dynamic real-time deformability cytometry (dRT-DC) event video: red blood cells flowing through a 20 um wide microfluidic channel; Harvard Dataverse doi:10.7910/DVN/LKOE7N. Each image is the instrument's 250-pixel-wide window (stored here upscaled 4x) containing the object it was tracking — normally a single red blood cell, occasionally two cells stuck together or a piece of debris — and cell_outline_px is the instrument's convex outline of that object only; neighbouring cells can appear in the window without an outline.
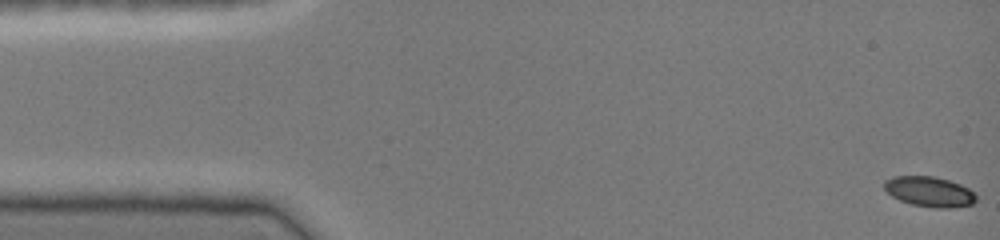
{"species": "common noctule bat (a hibernating species)", "species_latin": "Nyctalus noctula", "temperature_condition": "cold", "stored_images_in_passage": 47, "camera_frame_rate_fps": 3000, "um_per_image_px": 0.085, "animal": {"sex": "female", "body_mass_g": 19.0, "forearm_length_mm": 51.5}, "frame": {"image": 1, "passage_image": 1, "time_ms": 0.0, "image_size_px": [1000, 240], "cell_outline_px": [[976, 200], [972, 204], [952, 208], [936, 208], [912, 204], [900, 200], [892, 196], [884, 188], [884, 180], [892, 176], [936, 176], [960, 184], [968, 188], [976, 196]], "centroid_in_image_um": [78.99, 16.28], "position_along_channel_um": 6.0, "area_um2": 16.13}}
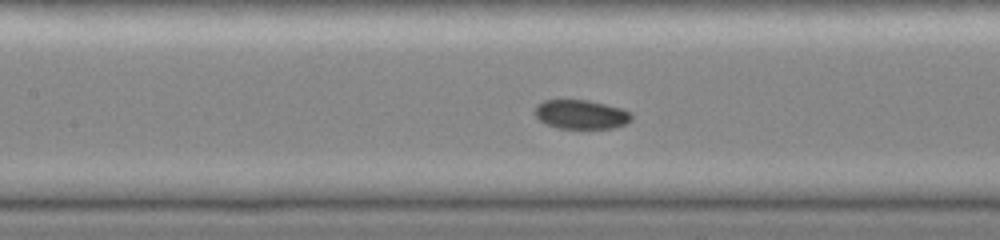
{"frame": {"image": 2, "passage_image": 21, "time_ms": 6.667, "image_size_px": [1000, 240], "cell_outline_px": [[632, 120], [624, 124], [612, 128], [556, 128], [540, 120], [532, 112], [536, 104], [544, 100], [588, 100], [620, 108], [632, 112]], "centroid_in_image_um": [49.36, 9.72], "position_along_channel_um": 158.0, "area_um2": 16.42}}
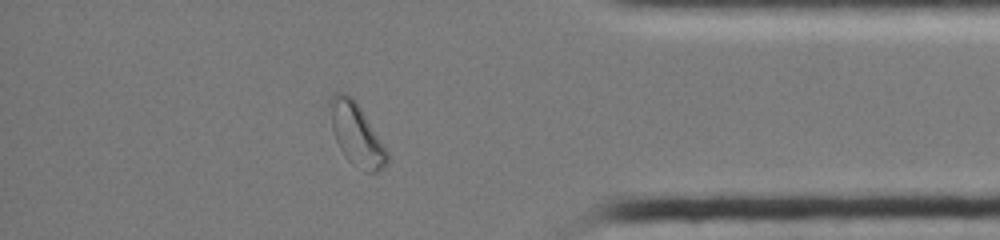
{"frame": {"image": 3, "passage_image": 40, "time_ms": 13.0, "image_size_px": [1000, 240], "cell_outline_px": [[388, 164], [384, 168], [376, 172], [364, 172], [352, 164], [344, 156], [336, 140], [332, 128], [328, 100], [332, 92], [344, 92], [352, 96], [360, 108], [388, 152]], "centroid_in_image_um": [30.27, 11.42], "position_along_channel_um": 404.9, "area_um2": 20.69}, "authors_computed_cell_mechanics": {"area_um2": 16.762, "velocity_mm_per_s": 4.1279, "shape_relaxation_time_tau1_ms": 5.7122, "shape_relaxation_time_tau2_ms": null, "deformation_change_tau1": 0.0961, "deformation_change_tau2": null}}